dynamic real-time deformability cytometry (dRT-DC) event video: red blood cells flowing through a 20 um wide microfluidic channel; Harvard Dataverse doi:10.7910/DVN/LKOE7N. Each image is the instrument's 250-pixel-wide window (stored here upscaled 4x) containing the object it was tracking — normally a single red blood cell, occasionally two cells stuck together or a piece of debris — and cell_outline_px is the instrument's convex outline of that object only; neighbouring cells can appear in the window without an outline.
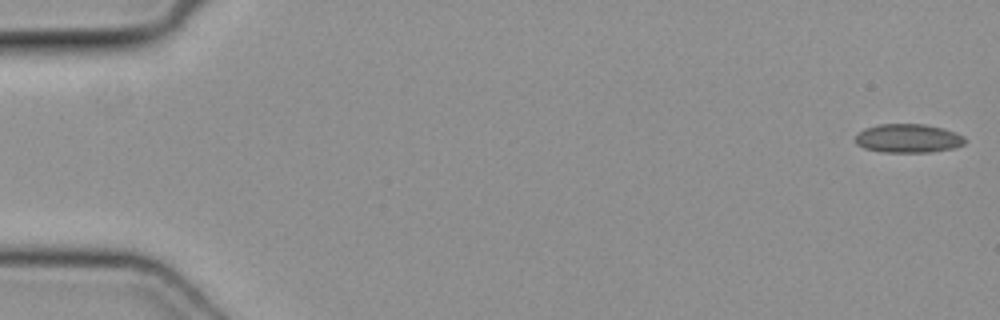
{"species": "common noctule bat (a hibernating species)", "species_latin": "Nyctalus noctula", "temperature_condition": "cold", "stored_images_in_passage": 13, "camera_frame_rate_fps": 3000, "um_per_image_px": 0.085, "animal": {"sex": "female", "body_mass_g": 19.3, "forearm_length_mm": 54.1}, "frame": {"image": 1, "passage_image": 1, "time_ms": 0.0, "image_size_px": [1000, 320], "cell_outline_px": [[968, 140], [964, 144], [952, 148], [932, 152], [880, 152], [864, 148], [856, 144], [856, 136], [864, 128], [880, 124], [924, 124], [940, 128], [964, 136]], "centroid_in_image_um": [77.18, 11.77], "position_along_channel_um": 7.8, "area_um2": 18.26}}